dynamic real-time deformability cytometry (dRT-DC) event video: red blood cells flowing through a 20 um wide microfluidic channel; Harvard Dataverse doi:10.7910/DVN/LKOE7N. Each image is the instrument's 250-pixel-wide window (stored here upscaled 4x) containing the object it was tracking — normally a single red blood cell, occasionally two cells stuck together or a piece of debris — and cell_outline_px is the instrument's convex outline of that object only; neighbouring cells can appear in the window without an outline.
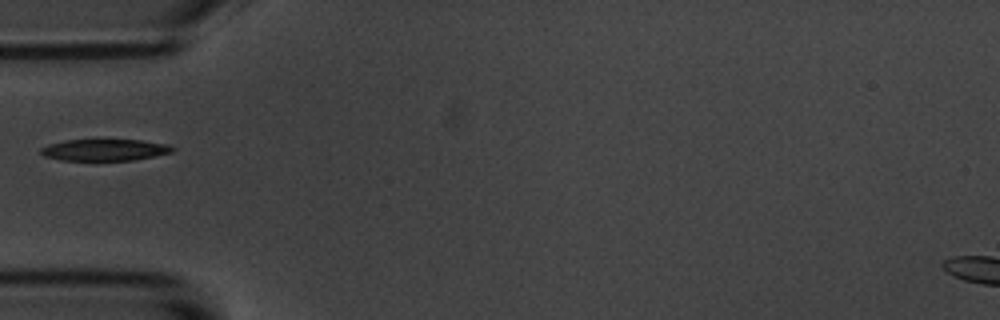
{"species": "common noctule bat (a hibernating species)", "species_latin": "Nyctalus noctula", "temperature_condition": "room temperature", "stored_images_in_passage": 3, "camera_frame_rate_fps": 3000, "um_per_image_px": 0.085, "animal": {"sex": "male", "body_mass_g": 20.1, "forearm_length_mm": 53.5}, "frame": {"image": 1, "passage_image": 3, "time_ms": 2.333, "image_size_px": [1000, 320], "cell_outline_px": [[176, 148], [172, 152], [156, 156], [132, 160], [60, 160], [44, 156], [40, 152], [40, 148], [48, 144], [64, 140], [140, 140], [168, 144]], "centroid_in_image_um": [8.9, 12.74], "position_along_channel_um": 76.1, "area_um2": 16.59}}